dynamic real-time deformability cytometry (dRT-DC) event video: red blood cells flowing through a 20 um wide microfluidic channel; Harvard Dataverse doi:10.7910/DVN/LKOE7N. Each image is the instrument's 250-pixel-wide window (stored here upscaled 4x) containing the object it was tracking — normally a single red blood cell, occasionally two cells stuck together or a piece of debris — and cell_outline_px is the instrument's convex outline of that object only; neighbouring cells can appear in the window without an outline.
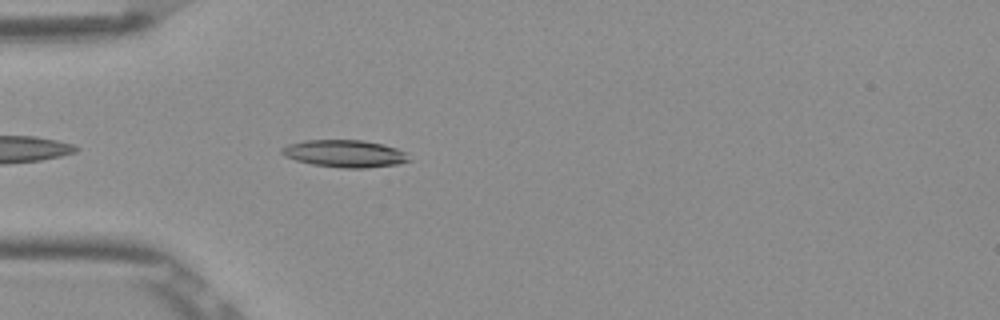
{"species": "Egyptian fruit bat (a non-hibernating species)", "species_latin": "Rousettus aegyptiacus", "temperature_condition": "room temperature", "stored_images_in_passage": 4, "camera_frame_rate_fps": 3000, "um_per_image_px": 0.085, "frame": {"image": 1, "passage_image": 4, "time_ms": 1.0, "image_size_px": [1000, 320], "cell_outline_px": [[412, 160], [396, 164], [364, 168], [344, 168], [312, 164], [296, 160], [284, 156], [280, 152], [280, 148], [288, 144], [304, 140], [364, 140], [384, 144], [396, 148], [404, 152]], "centroid_in_image_um": [29.28, 13.04], "position_along_channel_um": 55.7, "area_um2": 20.23}}